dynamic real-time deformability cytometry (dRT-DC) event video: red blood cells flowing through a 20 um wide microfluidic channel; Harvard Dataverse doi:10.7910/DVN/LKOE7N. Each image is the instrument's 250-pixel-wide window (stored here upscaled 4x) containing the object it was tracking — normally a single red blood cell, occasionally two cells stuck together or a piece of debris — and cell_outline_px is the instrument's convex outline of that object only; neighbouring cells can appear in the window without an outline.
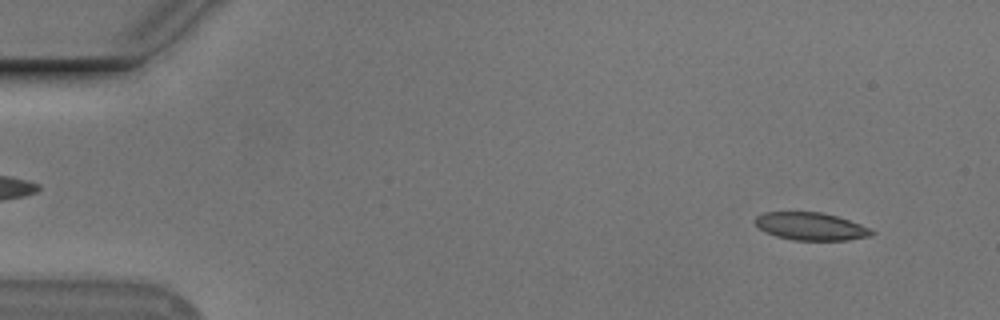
{"species": "Egyptian fruit bat (a non-hibernating species)", "species_latin": "Rousettus aegyptiacus", "temperature_condition": "cold", "stored_images_in_passage": 15, "camera_frame_rate_fps": 3000, "um_per_image_px": 0.085, "animal": {"sex": "male"}, "frame": {"image": 1, "passage_image": 4, "time_ms": 1.0, "image_size_px": [1000, 320], "cell_outline_px": [[876, 232], [872, 236], [848, 240], [792, 240], [776, 236], [764, 232], [752, 220], [756, 216], [764, 212], [820, 212], [836, 216], [872, 228]], "centroid_in_image_um": [68.92, 19.25], "position_along_channel_um": 16.1, "area_um2": 18.96}}